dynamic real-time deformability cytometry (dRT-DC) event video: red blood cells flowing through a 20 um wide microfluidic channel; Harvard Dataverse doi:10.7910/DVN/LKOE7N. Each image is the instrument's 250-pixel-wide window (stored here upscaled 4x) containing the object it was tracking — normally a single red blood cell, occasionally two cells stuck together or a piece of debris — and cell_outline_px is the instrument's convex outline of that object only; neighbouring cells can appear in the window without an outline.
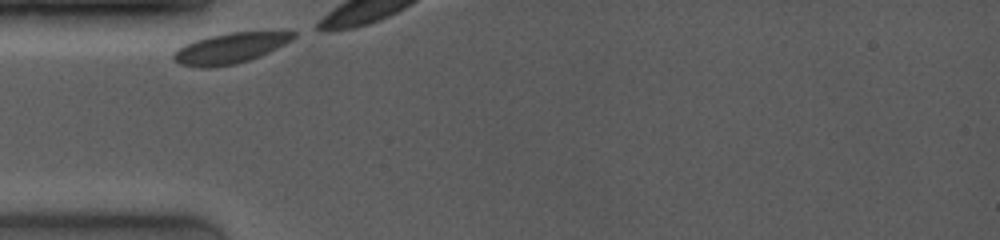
{"species": "common noctule bat (a hibernating species)", "species_latin": "Nyctalus noctula", "temperature_condition": "room temperature", "stored_images_in_passage": 4, "camera_frame_rate_fps": 4000, "um_per_image_px": 0.085, "animal": {"sex": "female", "body_mass_g": 19.0, "forearm_length_mm": 53.3}, "frame": {"image": 1, "passage_image": 1, "time_ms": 0.0, "image_size_px": [1000, 240], "cell_outline_px": [[296, 36], [292, 40], [260, 56], [236, 64], [208, 68], [200, 68], [180, 64], [172, 56], [184, 44], [208, 36], [228, 32], [296, 32]], "centroid_in_image_um": [19.55, 4.1], "position_along_channel_um": 65.5, "area_um2": 20.98}}